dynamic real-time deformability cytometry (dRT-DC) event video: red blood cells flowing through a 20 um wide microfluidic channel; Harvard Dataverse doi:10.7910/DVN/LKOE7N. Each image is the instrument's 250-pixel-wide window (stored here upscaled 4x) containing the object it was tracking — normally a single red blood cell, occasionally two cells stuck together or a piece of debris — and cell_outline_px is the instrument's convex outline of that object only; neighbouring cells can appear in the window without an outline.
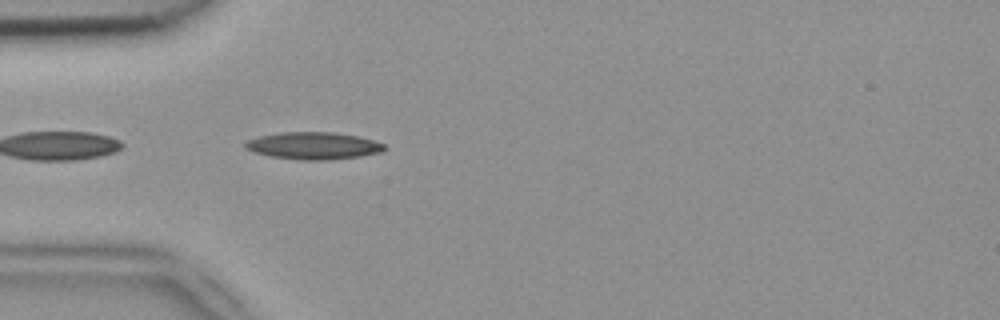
{"species": "common noctule bat (a hibernating species)", "species_latin": "Nyctalus noctula", "temperature_condition": "room temperature", "stored_images_in_passage": 2, "camera_frame_rate_fps": 3000, "um_per_image_px": 0.085, "animal": {"sex": "female", "body_mass_g": 18.4}, "frame": {"image": 1, "passage_image": 2, "time_ms": 0.333, "image_size_px": [1000, 320], "cell_outline_px": [[388, 148], [380, 152], [360, 156], [328, 160], [300, 160], [272, 156], [256, 152], [244, 148], [244, 144], [248, 140], [260, 136], [280, 132], [332, 132], [356, 136], [372, 140], [384, 144]], "centroid_in_image_um": [26.65, 12.38], "position_along_channel_um": 58.4, "area_um2": 21.85}}